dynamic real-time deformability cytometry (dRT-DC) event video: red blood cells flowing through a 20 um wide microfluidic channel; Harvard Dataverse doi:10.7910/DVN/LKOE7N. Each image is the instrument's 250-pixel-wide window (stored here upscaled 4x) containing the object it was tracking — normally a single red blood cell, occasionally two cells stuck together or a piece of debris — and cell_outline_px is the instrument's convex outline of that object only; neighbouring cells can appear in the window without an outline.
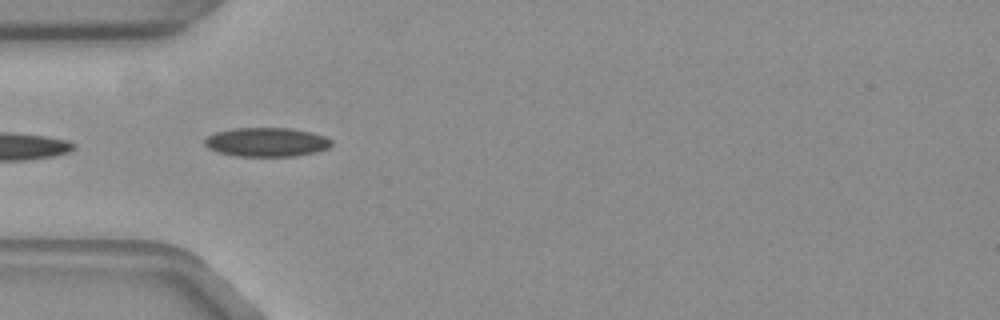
{"species": "common noctule bat (a hibernating species)", "species_latin": "Nyctalus noctula", "temperature_condition": "warm", "stored_images_in_passage": 25, "camera_frame_rate_fps": 3000, "um_per_image_px": 0.085, "animal": {"sex": "female", "body_mass_g": 19.3, "forearm_length_mm": 54.1}, "frame": {"image": 1, "passage_image": 1, "time_ms": 0.0, "image_size_px": [1000, 320], "cell_outline_px": [[332, 144], [328, 148], [316, 152], [296, 156], [240, 156], [220, 152], [208, 148], [204, 144], [204, 140], [208, 136], [216, 132], [236, 128], [292, 128], [312, 132], [324, 136], [332, 140]], "centroid_in_image_um": [22.7, 12.07], "position_along_channel_um": 62.3, "area_um2": 21.39}}